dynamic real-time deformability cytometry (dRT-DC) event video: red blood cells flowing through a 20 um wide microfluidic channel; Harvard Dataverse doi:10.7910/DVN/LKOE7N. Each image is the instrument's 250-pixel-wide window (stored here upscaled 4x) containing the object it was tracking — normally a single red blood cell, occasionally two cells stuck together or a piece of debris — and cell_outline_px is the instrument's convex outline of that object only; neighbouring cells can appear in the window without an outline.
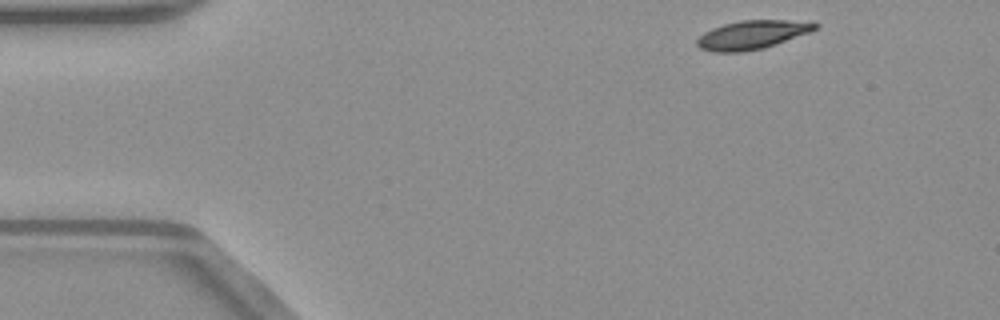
{"species": "common noctule bat (a hibernating species)", "species_latin": "Nyctalus noctula", "temperature_condition": "warm", "stored_images_in_passage": 46, "camera_frame_rate_fps": 3000, "um_per_image_px": 0.085, "animal": {"sex": "male", "body_mass_g": 23.1, "forearm_length_mm": 52.7}, "frame": {"image": 1, "passage_image": 1, "time_ms": 0.0, "image_size_px": [1000, 320], "cell_outline_px": [[820, 24], [816, 28], [808, 32], [764, 48], [740, 52], [712, 52], [700, 48], [696, 44], [696, 40], [704, 32], [712, 28], [724, 24], [740, 20], [812, 20]], "centroid_in_image_um": [63.94, 2.94], "position_along_channel_um": 21.1, "area_um2": 19.77}}
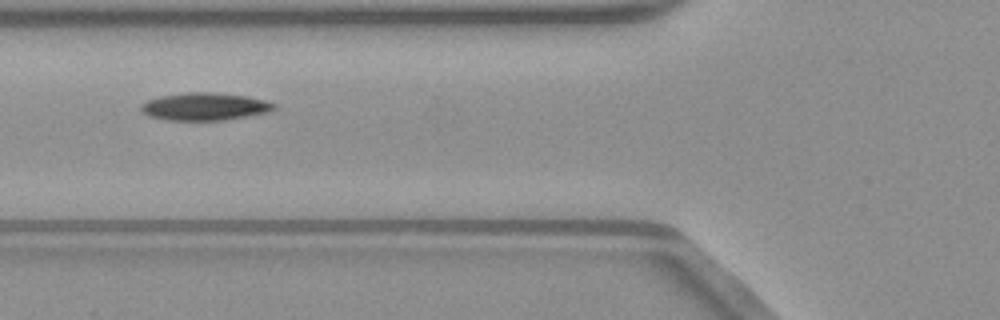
{"frame": {"image": 2, "passage_image": 14, "time_ms": 4.333, "image_size_px": [1000, 320], "cell_outline_px": [[276, 108], [268, 112], [248, 116], [224, 120], [168, 120], [148, 116], [140, 108], [140, 104], [148, 100], [160, 96], [188, 92], [208, 92], [244, 96], [264, 100], [276, 104]], "centroid_in_image_um": [17.39, 9.06], "position_along_channel_um": 108.4, "area_um2": 21.21}}
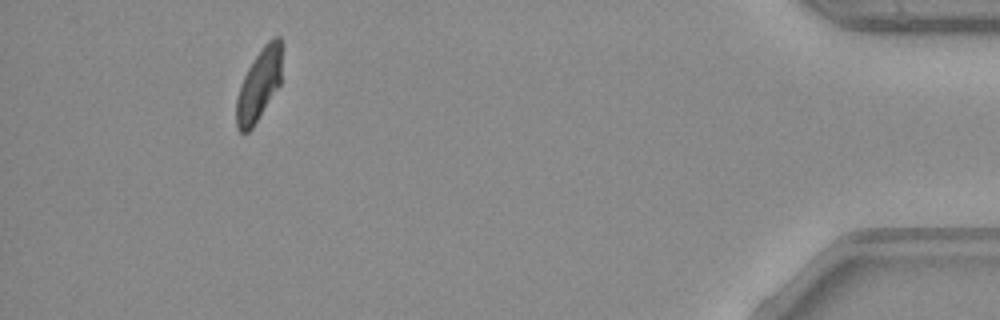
{"frame": {"image": 3, "passage_image": 42, "time_ms": 13.667, "image_size_px": [1000, 320], "cell_outline_px": [[284, 44], [280, 84], [252, 128], [248, 132], [240, 132], [236, 128], [236, 100], [240, 84], [248, 68], [264, 44], [272, 36], [280, 36], [284, 40]], "centroid_in_image_um": [22.05, 7.12], "position_along_channel_um": 413.1, "area_um2": 19.42}}